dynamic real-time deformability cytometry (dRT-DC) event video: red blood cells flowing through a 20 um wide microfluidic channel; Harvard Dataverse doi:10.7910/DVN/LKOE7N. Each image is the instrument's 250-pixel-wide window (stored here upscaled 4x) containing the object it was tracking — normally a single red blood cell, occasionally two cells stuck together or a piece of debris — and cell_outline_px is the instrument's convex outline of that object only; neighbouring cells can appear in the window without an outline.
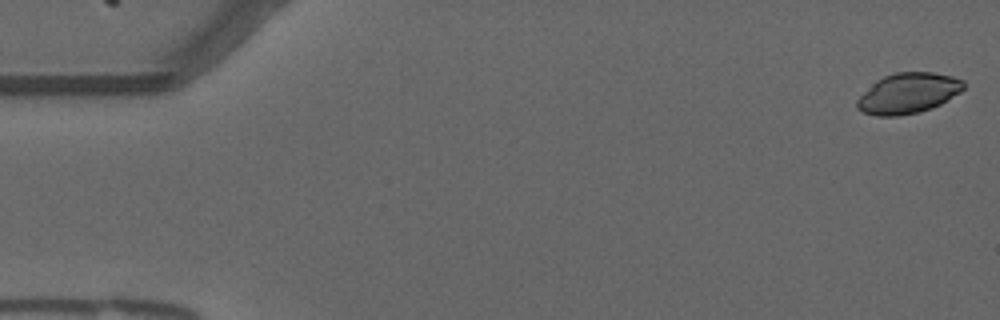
{"species": "common noctule bat (a hibernating species)", "species_latin": "Nyctalus noctula", "temperature_condition": "warm", "stored_images_in_passage": 55, "camera_frame_rate_fps": 3000, "um_per_image_px": 0.085, "animal": {"sex": "male", "forearm_length_mm": 52.5}, "frame": {"image": 1, "passage_image": 1, "time_ms": 0.0, "image_size_px": [1000, 320], "cell_outline_px": [[964, 88], [960, 92], [940, 104], [932, 108], [916, 112], [896, 116], [876, 116], [864, 112], [856, 108], [856, 100], [876, 80], [884, 76], [896, 72], [932, 72], [952, 76], [964, 80]], "centroid_in_image_um": [77.18, 7.92], "position_along_channel_um": 7.8, "area_um2": 24.97}}
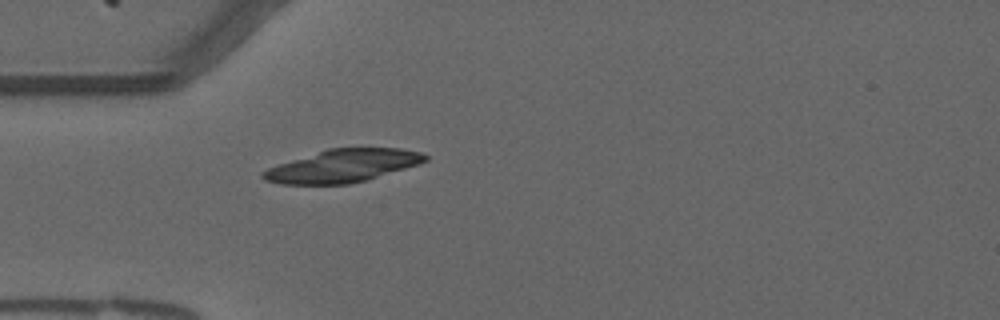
{"frame": {"image": 2, "passage_image": 16, "time_ms": 5.0, "image_size_px": [1000, 320], "cell_outline_px": [[428, 160], [420, 164], [368, 180], [348, 184], [280, 184], [264, 180], [260, 176], [260, 172], [268, 168], [328, 148], [400, 148], [420, 152], [428, 156]], "centroid_in_image_um": [29.16, 14.1], "position_along_channel_um": 55.8, "area_um2": 30.98}}
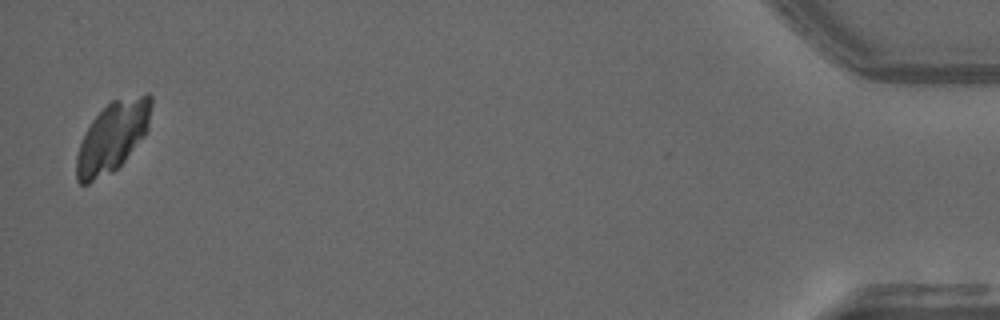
{"frame": {"image": 3, "passage_image": 54, "time_ms": 17.667, "image_size_px": [1000, 320], "cell_outline_px": [[152, 104], [148, 128], [144, 136], [124, 160], [112, 172], [88, 184], [80, 184], [76, 180], [76, 156], [80, 144], [92, 120], [112, 100], [148, 92], [152, 96]], "centroid_in_image_um": [9.58, 11.62], "position_along_channel_um": 425.6, "area_um2": 30.35}}